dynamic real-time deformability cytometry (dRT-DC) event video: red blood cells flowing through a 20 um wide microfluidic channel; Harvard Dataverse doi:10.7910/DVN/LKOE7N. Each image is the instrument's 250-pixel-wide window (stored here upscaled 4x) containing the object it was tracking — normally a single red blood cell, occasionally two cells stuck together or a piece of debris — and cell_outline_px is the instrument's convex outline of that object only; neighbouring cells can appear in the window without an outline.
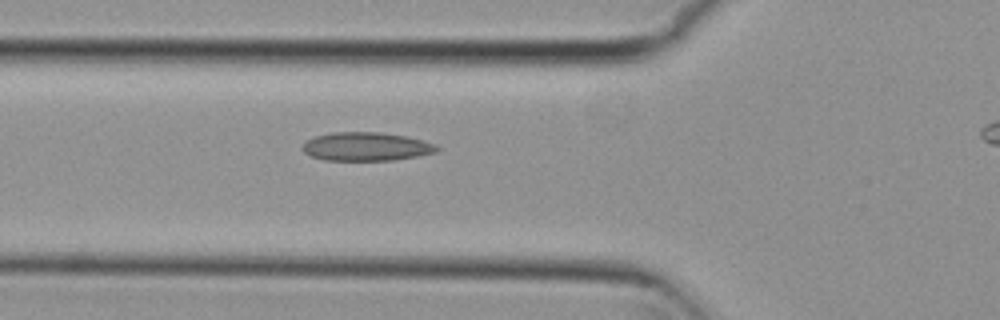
{"species": "common noctule bat (a hibernating species)", "species_latin": "Nyctalus noctula", "temperature_condition": "cold", "stored_images_in_passage": 7, "segment_of_instrument_passage": [1, 2], "camera_frame_rate_fps": 3000, "um_per_image_px": 0.085, "animal": {"sex": "female", "body_mass_g": 29.2, "forearm_length_mm": 56.3}, "frame": {"image": 1, "passage_image": 6, "time_ms": 1.667, "image_size_px": [1000, 320], "cell_outline_px": [[440, 148], [436, 152], [416, 156], [392, 160], [324, 160], [312, 156], [304, 152], [300, 148], [304, 140], [316, 136], [332, 132], [380, 132], [408, 136], [436, 144]], "centroid_in_image_um": [31.1, 12.45], "position_along_channel_um": 94.7, "area_um2": 22.48}}